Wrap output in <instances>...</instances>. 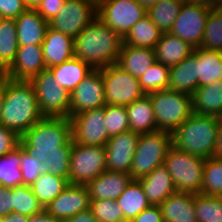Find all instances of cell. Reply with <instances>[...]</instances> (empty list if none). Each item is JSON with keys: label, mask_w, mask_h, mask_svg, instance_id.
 Instances as JSON below:
<instances>
[{"label": "cell", "mask_w": 222, "mask_h": 222, "mask_svg": "<svg viewBox=\"0 0 222 222\" xmlns=\"http://www.w3.org/2000/svg\"><path fill=\"white\" fill-rule=\"evenodd\" d=\"M43 117L32 83L4 76V103L0 124L21 137Z\"/></svg>", "instance_id": "1"}, {"label": "cell", "mask_w": 222, "mask_h": 222, "mask_svg": "<svg viewBox=\"0 0 222 222\" xmlns=\"http://www.w3.org/2000/svg\"><path fill=\"white\" fill-rule=\"evenodd\" d=\"M123 39L99 18H95L74 38V57L101 69L117 63Z\"/></svg>", "instance_id": "2"}, {"label": "cell", "mask_w": 222, "mask_h": 222, "mask_svg": "<svg viewBox=\"0 0 222 222\" xmlns=\"http://www.w3.org/2000/svg\"><path fill=\"white\" fill-rule=\"evenodd\" d=\"M19 145L42 163L48 160V153L71 151L69 118L43 117L20 137Z\"/></svg>", "instance_id": "3"}, {"label": "cell", "mask_w": 222, "mask_h": 222, "mask_svg": "<svg viewBox=\"0 0 222 222\" xmlns=\"http://www.w3.org/2000/svg\"><path fill=\"white\" fill-rule=\"evenodd\" d=\"M219 118L192 113L172 134L177 149L208 159L214 157Z\"/></svg>", "instance_id": "4"}, {"label": "cell", "mask_w": 222, "mask_h": 222, "mask_svg": "<svg viewBox=\"0 0 222 222\" xmlns=\"http://www.w3.org/2000/svg\"><path fill=\"white\" fill-rule=\"evenodd\" d=\"M157 129L173 133L192 113V96L173 90L148 93Z\"/></svg>", "instance_id": "5"}, {"label": "cell", "mask_w": 222, "mask_h": 222, "mask_svg": "<svg viewBox=\"0 0 222 222\" xmlns=\"http://www.w3.org/2000/svg\"><path fill=\"white\" fill-rule=\"evenodd\" d=\"M205 159L181 151L173 145L163 165L168 169L176 192L199 194L203 181Z\"/></svg>", "instance_id": "6"}, {"label": "cell", "mask_w": 222, "mask_h": 222, "mask_svg": "<svg viewBox=\"0 0 222 222\" xmlns=\"http://www.w3.org/2000/svg\"><path fill=\"white\" fill-rule=\"evenodd\" d=\"M171 146L172 136L169 132L157 130L140 134L131 165L132 180H138L161 166Z\"/></svg>", "instance_id": "7"}, {"label": "cell", "mask_w": 222, "mask_h": 222, "mask_svg": "<svg viewBox=\"0 0 222 222\" xmlns=\"http://www.w3.org/2000/svg\"><path fill=\"white\" fill-rule=\"evenodd\" d=\"M30 82L44 117H70V94L59 85L49 69L42 70Z\"/></svg>", "instance_id": "8"}, {"label": "cell", "mask_w": 222, "mask_h": 222, "mask_svg": "<svg viewBox=\"0 0 222 222\" xmlns=\"http://www.w3.org/2000/svg\"><path fill=\"white\" fill-rule=\"evenodd\" d=\"M106 104L127 106L145 95L139 79L117 64L101 68Z\"/></svg>", "instance_id": "9"}, {"label": "cell", "mask_w": 222, "mask_h": 222, "mask_svg": "<svg viewBox=\"0 0 222 222\" xmlns=\"http://www.w3.org/2000/svg\"><path fill=\"white\" fill-rule=\"evenodd\" d=\"M106 170L105 146L79 145L72 142L70 184L87 185Z\"/></svg>", "instance_id": "10"}, {"label": "cell", "mask_w": 222, "mask_h": 222, "mask_svg": "<svg viewBox=\"0 0 222 222\" xmlns=\"http://www.w3.org/2000/svg\"><path fill=\"white\" fill-rule=\"evenodd\" d=\"M146 15L147 9L137 0H97V18L122 39Z\"/></svg>", "instance_id": "11"}, {"label": "cell", "mask_w": 222, "mask_h": 222, "mask_svg": "<svg viewBox=\"0 0 222 222\" xmlns=\"http://www.w3.org/2000/svg\"><path fill=\"white\" fill-rule=\"evenodd\" d=\"M69 120L73 143L105 146L109 140L106 129L105 106L74 114L69 117Z\"/></svg>", "instance_id": "12"}, {"label": "cell", "mask_w": 222, "mask_h": 222, "mask_svg": "<svg viewBox=\"0 0 222 222\" xmlns=\"http://www.w3.org/2000/svg\"><path fill=\"white\" fill-rule=\"evenodd\" d=\"M97 17V0H66L49 27L73 39Z\"/></svg>", "instance_id": "13"}, {"label": "cell", "mask_w": 222, "mask_h": 222, "mask_svg": "<svg viewBox=\"0 0 222 222\" xmlns=\"http://www.w3.org/2000/svg\"><path fill=\"white\" fill-rule=\"evenodd\" d=\"M210 11V8L184 2L169 33L194 48L200 47Z\"/></svg>", "instance_id": "14"}, {"label": "cell", "mask_w": 222, "mask_h": 222, "mask_svg": "<svg viewBox=\"0 0 222 222\" xmlns=\"http://www.w3.org/2000/svg\"><path fill=\"white\" fill-rule=\"evenodd\" d=\"M101 69H93L70 93V117L106 105Z\"/></svg>", "instance_id": "15"}, {"label": "cell", "mask_w": 222, "mask_h": 222, "mask_svg": "<svg viewBox=\"0 0 222 222\" xmlns=\"http://www.w3.org/2000/svg\"><path fill=\"white\" fill-rule=\"evenodd\" d=\"M139 137V133L129 130L109 138L105 144L108 171L130 174Z\"/></svg>", "instance_id": "16"}, {"label": "cell", "mask_w": 222, "mask_h": 222, "mask_svg": "<svg viewBox=\"0 0 222 222\" xmlns=\"http://www.w3.org/2000/svg\"><path fill=\"white\" fill-rule=\"evenodd\" d=\"M90 208L86 185L70 184L44 209L62 221Z\"/></svg>", "instance_id": "17"}, {"label": "cell", "mask_w": 222, "mask_h": 222, "mask_svg": "<svg viewBox=\"0 0 222 222\" xmlns=\"http://www.w3.org/2000/svg\"><path fill=\"white\" fill-rule=\"evenodd\" d=\"M46 69L41 45L18 46L16 57L4 76L13 80L30 81Z\"/></svg>", "instance_id": "18"}, {"label": "cell", "mask_w": 222, "mask_h": 222, "mask_svg": "<svg viewBox=\"0 0 222 222\" xmlns=\"http://www.w3.org/2000/svg\"><path fill=\"white\" fill-rule=\"evenodd\" d=\"M41 47L47 69L74 57V39L50 27L47 28Z\"/></svg>", "instance_id": "19"}, {"label": "cell", "mask_w": 222, "mask_h": 222, "mask_svg": "<svg viewBox=\"0 0 222 222\" xmlns=\"http://www.w3.org/2000/svg\"><path fill=\"white\" fill-rule=\"evenodd\" d=\"M131 181L132 178L129 173L106 170L86 186L90 199L116 200Z\"/></svg>", "instance_id": "20"}, {"label": "cell", "mask_w": 222, "mask_h": 222, "mask_svg": "<svg viewBox=\"0 0 222 222\" xmlns=\"http://www.w3.org/2000/svg\"><path fill=\"white\" fill-rule=\"evenodd\" d=\"M19 46L41 45L45 39L49 22L36 9H27L15 19Z\"/></svg>", "instance_id": "21"}, {"label": "cell", "mask_w": 222, "mask_h": 222, "mask_svg": "<svg viewBox=\"0 0 222 222\" xmlns=\"http://www.w3.org/2000/svg\"><path fill=\"white\" fill-rule=\"evenodd\" d=\"M138 181L151 205H160L176 192L171 175L163 164Z\"/></svg>", "instance_id": "22"}, {"label": "cell", "mask_w": 222, "mask_h": 222, "mask_svg": "<svg viewBox=\"0 0 222 222\" xmlns=\"http://www.w3.org/2000/svg\"><path fill=\"white\" fill-rule=\"evenodd\" d=\"M198 88L197 54L193 51L178 65L170 67L168 90L192 96Z\"/></svg>", "instance_id": "23"}, {"label": "cell", "mask_w": 222, "mask_h": 222, "mask_svg": "<svg viewBox=\"0 0 222 222\" xmlns=\"http://www.w3.org/2000/svg\"><path fill=\"white\" fill-rule=\"evenodd\" d=\"M159 206L164 222H197L192 193L175 192Z\"/></svg>", "instance_id": "24"}, {"label": "cell", "mask_w": 222, "mask_h": 222, "mask_svg": "<svg viewBox=\"0 0 222 222\" xmlns=\"http://www.w3.org/2000/svg\"><path fill=\"white\" fill-rule=\"evenodd\" d=\"M192 111L199 115L222 117V80L197 88L192 94Z\"/></svg>", "instance_id": "25"}, {"label": "cell", "mask_w": 222, "mask_h": 222, "mask_svg": "<svg viewBox=\"0 0 222 222\" xmlns=\"http://www.w3.org/2000/svg\"><path fill=\"white\" fill-rule=\"evenodd\" d=\"M193 51L194 47L188 42L171 35L169 32L162 33L160 40L154 47L156 62L168 67L178 65Z\"/></svg>", "instance_id": "26"}, {"label": "cell", "mask_w": 222, "mask_h": 222, "mask_svg": "<svg viewBox=\"0 0 222 222\" xmlns=\"http://www.w3.org/2000/svg\"><path fill=\"white\" fill-rule=\"evenodd\" d=\"M156 62L154 49L122 44L117 65L139 78Z\"/></svg>", "instance_id": "27"}, {"label": "cell", "mask_w": 222, "mask_h": 222, "mask_svg": "<svg viewBox=\"0 0 222 222\" xmlns=\"http://www.w3.org/2000/svg\"><path fill=\"white\" fill-rule=\"evenodd\" d=\"M130 131L145 134L157 131L152 101L148 94L126 106Z\"/></svg>", "instance_id": "28"}, {"label": "cell", "mask_w": 222, "mask_h": 222, "mask_svg": "<svg viewBox=\"0 0 222 222\" xmlns=\"http://www.w3.org/2000/svg\"><path fill=\"white\" fill-rule=\"evenodd\" d=\"M54 78L69 94L93 68L77 57L49 68Z\"/></svg>", "instance_id": "29"}, {"label": "cell", "mask_w": 222, "mask_h": 222, "mask_svg": "<svg viewBox=\"0 0 222 222\" xmlns=\"http://www.w3.org/2000/svg\"><path fill=\"white\" fill-rule=\"evenodd\" d=\"M197 54L198 87L222 80V52L204 47L194 48Z\"/></svg>", "instance_id": "30"}, {"label": "cell", "mask_w": 222, "mask_h": 222, "mask_svg": "<svg viewBox=\"0 0 222 222\" xmlns=\"http://www.w3.org/2000/svg\"><path fill=\"white\" fill-rule=\"evenodd\" d=\"M162 33L151 18L146 15L131 27L127 35L123 38V44L154 49Z\"/></svg>", "instance_id": "31"}, {"label": "cell", "mask_w": 222, "mask_h": 222, "mask_svg": "<svg viewBox=\"0 0 222 222\" xmlns=\"http://www.w3.org/2000/svg\"><path fill=\"white\" fill-rule=\"evenodd\" d=\"M116 201L118 206L122 209L124 218L127 222L131 221L140 212L151 205L138 180H132Z\"/></svg>", "instance_id": "32"}, {"label": "cell", "mask_w": 222, "mask_h": 222, "mask_svg": "<svg viewBox=\"0 0 222 222\" xmlns=\"http://www.w3.org/2000/svg\"><path fill=\"white\" fill-rule=\"evenodd\" d=\"M15 19L0 21V70L4 73L14 62L18 50Z\"/></svg>", "instance_id": "33"}, {"label": "cell", "mask_w": 222, "mask_h": 222, "mask_svg": "<svg viewBox=\"0 0 222 222\" xmlns=\"http://www.w3.org/2000/svg\"><path fill=\"white\" fill-rule=\"evenodd\" d=\"M68 185L69 181L67 179L45 172L30 187L39 203L45 208Z\"/></svg>", "instance_id": "34"}, {"label": "cell", "mask_w": 222, "mask_h": 222, "mask_svg": "<svg viewBox=\"0 0 222 222\" xmlns=\"http://www.w3.org/2000/svg\"><path fill=\"white\" fill-rule=\"evenodd\" d=\"M183 3V0H160L147 10V15L163 33H167L180 14Z\"/></svg>", "instance_id": "35"}, {"label": "cell", "mask_w": 222, "mask_h": 222, "mask_svg": "<svg viewBox=\"0 0 222 222\" xmlns=\"http://www.w3.org/2000/svg\"><path fill=\"white\" fill-rule=\"evenodd\" d=\"M20 145L6 155L0 157V183L5 188H15L23 185L20 170Z\"/></svg>", "instance_id": "36"}, {"label": "cell", "mask_w": 222, "mask_h": 222, "mask_svg": "<svg viewBox=\"0 0 222 222\" xmlns=\"http://www.w3.org/2000/svg\"><path fill=\"white\" fill-rule=\"evenodd\" d=\"M200 194L222 197V159H205Z\"/></svg>", "instance_id": "37"}, {"label": "cell", "mask_w": 222, "mask_h": 222, "mask_svg": "<svg viewBox=\"0 0 222 222\" xmlns=\"http://www.w3.org/2000/svg\"><path fill=\"white\" fill-rule=\"evenodd\" d=\"M197 222H222V197L194 194Z\"/></svg>", "instance_id": "38"}, {"label": "cell", "mask_w": 222, "mask_h": 222, "mask_svg": "<svg viewBox=\"0 0 222 222\" xmlns=\"http://www.w3.org/2000/svg\"><path fill=\"white\" fill-rule=\"evenodd\" d=\"M13 212L30 216L41 212L44 208L33 194L30 186L20 185L12 188Z\"/></svg>", "instance_id": "39"}, {"label": "cell", "mask_w": 222, "mask_h": 222, "mask_svg": "<svg viewBox=\"0 0 222 222\" xmlns=\"http://www.w3.org/2000/svg\"><path fill=\"white\" fill-rule=\"evenodd\" d=\"M170 67L155 62L138 79L145 94L168 88Z\"/></svg>", "instance_id": "40"}, {"label": "cell", "mask_w": 222, "mask_h": 222, "mask_svg": "<svg viewBox=\"0 0 222 222\" xmlns=\"http://www.w3.org/2000/svg\"><path fill=\"white\" fill-rule=\"evenodd\" d=\"M201 47L222 52V8L211 9Z\"/></svg>", "instance_id": "41"}, {"label": "cell", "mask_w": 222, "mask_h": 222, "mask_svg": "<svg viewBox=\"0 0 222 222\" xmlns=\"http://www.w3.org/2000/svg\"><path fill=\"white\" fill-rule=\"evenodd\" d=\"M90 210L98 222H127L116 200L90 199Z\"/></svg>", "instance_id": "42"}, {"label": "cell", "mask_w": 222, "mask_h": 222, "mask_svg": "<svg viewBox=\"0 0 222 222\" xmlns=\"http://www.w3.org/2000/svg\"><path fill=\"white\" fill-rule=\"evenodd\" d=\"M105 120L109 138L130 130L126 106L106 104Z\"/></svg>", "instance_id": "43"}, {"label": "cell", "mask_w": 222, "mask_h": 222, "mask_svg": "<svg viewBox=\"0 0 222 222\" xmlns=\"http://www.w3.org/2000/svg\"><path fill=\"white\" fill-rule=\"evenodd\" d=\"M71 151H53L48 153V160L44 163V173L65 178L69 181Z\"/></svg>", "instance_id": "44"}, {"label": "cell", "mask_w": 222, "mask_h": 222, "mask_svg": "<svg viewBox=\"0 0 222 222\" xmlns=\"http://www.w3.org/2000/svg\"><path fill=\"white\" fill-rule=\"evenodd\" d=\"M20 170L23 176V185L31 186L42 173H44V163L30 156L20 146Z\"/></svg>", "instance_id": "45"}, {"label": "cell", "mask_w": 222, "mask_h": 222, "mask_svg": "<svg viewBox=\"0 0 222 222\" xmlns=\"http://www.w3.org/2000/svg\"><path fill=\"white\" fill-rule=\"evenodd\" d=\"M27 9L24 0H0L2 18L17 19Z\"/></svg>", "instance_id": "46"}, {"label": "cell", "mask_w": 222, "mask_h": 222, "mask_svg": "<svg viewBox=\"0 0 222 222\" xmlns=\"http://www.w3.org/2000/svg\"><path fill=\"white\" fill-rule=\"evenodd\" d=\"M20 136L0 124V157L19 146Z\"/></svg>", "instance_id": "47"}, {"label": "cell", "mask_w": 222, "mask_h": 222, "mask_svg": "<svg viewBox=\"0 0 222 222\" xmlns=\"http://www.w3.org/2000/svg\"><path fill=\"white\" fill-rule=\"evenodd\" d=\"M66 0H43L36 8L39 15L47 22L51 21L63 8Z\"/></svg>", "instance_id": "48"}, {"label": "cell", "mask_w": 222, "mask_h": 222, "mask_svg": "<svg viewBox=\"0 0 222 222\" xmlns=\"http://www.w3.org/2000/svg\"><path fill=\"white\" fill-rule=\"evenodd\" d=\"M129 222H164L159 205H150Z\"/></svg>", "instance_id": "49"}, {"label": "cell", "mask_w": 222, "mask_h": 222, "mask_svg": "<svg viewBox=\"0 0 222 222\" xmlns=\"http://www.w3.org/2000/svg\"><path fill=\"white\" fill-rule=\"evenodd\" d=\"M12 212V188L0 186V218L6 217Z\"/></svg>", "instance_id": "50"}, {"label": "cell", "mask_w": 222, "mask_h": 222, "mask_svg": "<svg viewBox=\"0 0 222 222\" xmlns=\"http://www.w3.org/2000/svg\"><path fill=\"white\" fill-rule=\"evenodd\" d=\"M27 222H63L61 219L49 214L45 209L37 214L28 216Z\"/></svg>", "instance_id": "51"}, {"label": "cell", "mask_w": 222, "mask_h": 222, "mask_svg": "<svg viewBox=\"0 0 222 222\" xmlns=\"http://www.w3.org/2000/svg\"><path fill=\"white\" fill-rule=\"evenodd\" d=\"M63 222H98L93 216L92 211L89 209L81 211L73 217L67 218Z\"/></svg>", "instance_id": "52"}, {"label": "cell", "mask_w": 222, "mask_h": 222, "mask_svg": "<svg viewBox=\"0 0 222 222\" xmlns=\"http://www.w3.org/2000/svg\"><path fill=\"white\" fill-rule=\"evenodd\" d=\"M215 157L222 159V117L219 118L218 136L216 140Z\"/></svg>", "instance_id": "53"}, {"label": "cell", "mask_w": 222, "mask_h": 222, "mask_svg": "<svg viewBox=\"0 0 222 222\" xmlns=\"http://www.w3.org/2000/svg\"><path fill=\"white\" fill-rule=\"evenodd\" d=\"M28 216L12 212L6 217L0 218V222H27Z\"/></svg>", "instance_id": "54"}, {"label": "cell", "mask_w": 222, "mask_h": 222, "mask_svg": "<svg viewBox=\"0 0 222 222\" xmlns=\"http://www.w3.org/2000/svg\"><path fill=\"white\" fill-rule=\"evenodd\" d=\"M185 3L207 7L210 9L215 8V0H183Z\"/></svg>", "instance_id": "55"}, {"label": "cell", "mask_w": 222, "mask_h": 222, "mask_svg": "<svg viewBox=\"0 0 222 222\" xmlns=\"http://www.w3.org/2000/svg\"><path fill=\"white\" fill-rule=\"evenodd\" d=\"M4 103V76L0 81V122H1V109Z\"/></svg>", "instance_id": "56"}, {"label": "cell", "mask_w": 222, "mask_h": 222, "mask_svg": "<svg viewBox=\"0 0 222 222\" xmlns=\"http://www.w3.org/2000/svg\"><path fill=\"white\" fill-rule=\"evenodd\" d=\"M28 9H36L43 0H24Z\"/></svg>", "instance_id": "57"}, {"label": "cell", "mask_w": 222, "mask_h": 222, "mask_svg": "<svg viewBox=\"0 0 222 222\" xmlns=\"http://www.w3.org/2000/svg\"><path fill=\"white\" fill-rule=\"evenodd\" d=\"M137 1L148 10L150 7L158 3L160 0H137Z\"/></svg>", "instance_id": "58"}, {"label": "cell", "mask_w": 222, "mask_h": 222, "mask_svg": "<svg viewBox=\"0 0 222 222\" xmlns=\"http://www.w3.org/2000/svg\"><path fill=\"white\" fill-rule=\"evenodd\" d=\"M215 8H222V0H215Z\"/></svg>", "instance_id": "59"}, {"label": "cell", "mask_w": 222, "mask_h": 222, "mask_svg": "<svg viewBox=\"0 0 222 222\" xmlns=\"http://www.w3.org/2000/svg\"><path fill=\"white\" fill-rule=\"evenodd\" d=\"M3 76H4V73H0V81H1Z\"/></svg>", "instance_id": "60"}]
</instances>
